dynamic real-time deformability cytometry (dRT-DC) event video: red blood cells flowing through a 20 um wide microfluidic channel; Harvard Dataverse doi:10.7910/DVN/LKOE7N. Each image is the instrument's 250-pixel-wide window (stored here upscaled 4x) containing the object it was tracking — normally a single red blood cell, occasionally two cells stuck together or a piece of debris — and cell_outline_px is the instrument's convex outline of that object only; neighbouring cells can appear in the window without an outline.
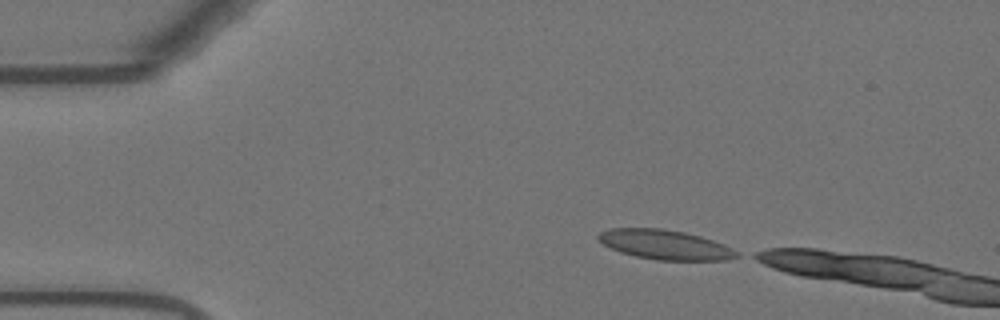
{"species": "Egyptian fruit bat (a non-hibernating species)", "species_latin": "Rousettus aegyptiacus", "temperature_condition": "warm", "stored_images_in_passage": 4, "camera_frame_rate_fps": 3000, "um_per_image_px": 0.085, "animal": {"sex": "female"}, "frame": {"image": 1, "passage_image": 1, "time_ms": 0.0, "image_size_px": [1000, 320], "cell_outline_px": [[740, 256], [724, 260], [656, 260], [636, 256], [620, 252], [604, 244], [596, 236], [600, 232], [612, 228], [664, 228], [684, 232], [700, 236], [724, 244], [740, 252]], "centroid_in_image_um": [56.56, 20.79], "position_along_channel_um": 28.4, "area_um2": 23.81}}